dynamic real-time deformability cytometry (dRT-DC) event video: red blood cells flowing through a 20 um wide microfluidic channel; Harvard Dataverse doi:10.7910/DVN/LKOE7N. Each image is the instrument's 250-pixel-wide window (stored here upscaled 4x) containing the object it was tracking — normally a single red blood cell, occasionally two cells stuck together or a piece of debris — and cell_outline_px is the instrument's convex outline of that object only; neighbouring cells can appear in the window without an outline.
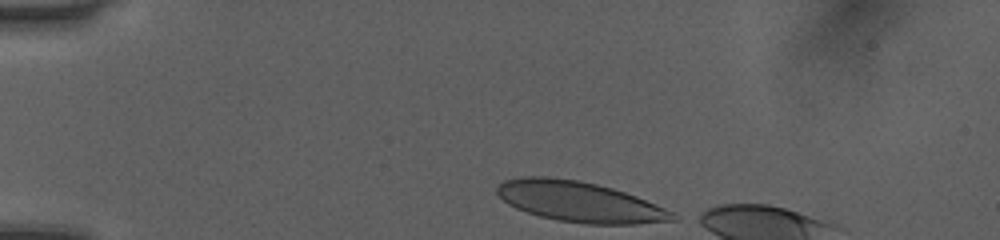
{"species": "human", "species_latin": "Homo sapiens", "temperature_condition": "room temperature", "stored_images_in_passage": 7, "camera_frame_rate_fps": 3000, "um_per_image_px": 0.085, "donor": {"sex": "female"}, "frame": {"image": 1, "passage_image": 1, "time_ms": 0.0, "image_size_px": [1000, 240], "cell_outline_px": [[680, 220], [636, 224], [584, 224], [556, 220], [540, 216], [516, 208], [508, 204], [496, 192], [496, 188], [504, 180], [520, 176], [548, 176], [576, 180], [596, 184], [612, 188], [636, 196], [664, 208], [680, 216]], "centroid_in_image_um": [49.27, 17.15], "position_along_channel_um": 35.7, "area_um2": 41.38}}